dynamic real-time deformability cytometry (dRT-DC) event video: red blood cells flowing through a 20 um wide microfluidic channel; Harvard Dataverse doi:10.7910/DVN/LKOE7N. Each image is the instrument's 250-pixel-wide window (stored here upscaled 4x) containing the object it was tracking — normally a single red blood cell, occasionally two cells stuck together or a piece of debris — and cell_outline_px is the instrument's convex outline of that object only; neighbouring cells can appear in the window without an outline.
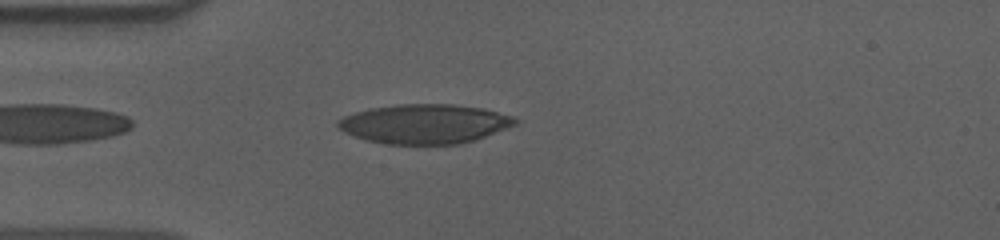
{"species": "human", "species_latin": "Homo sapiens", "temperature_condition": "cold", "stored_images_in_passage": 44, "camera_frame_rate_fps": 3000, "um_per_image_px": 0.085, "donor": {"sex": "male"}, "frame": {"image": 1, "passage_image": 3, "time_ms": 0.667, "image_size_px": [1000, 240], "cell_outline_px": [[520, 120], [516, 124], [508, 128], [476, 140], [460, 144], [384, 144], [352, 136], [344, 132], [336, 124], [336, 120], [344, 116], [368, 108], [396, 104], [452, 104], [480, 108], [512, 116]], "centroid_in_image_um": [36.08, 10.53], "position_along_channel_um": 48.9, "area_um2": 40.86}}
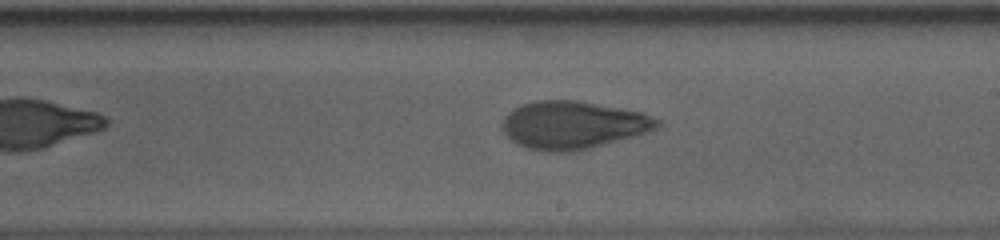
{"frame": {"image": 2, "passage_image": 20, "time_ms": 6.333, "image_size_px": [1000, 240], "cell_outline_px": [[664, 124], [660, 128], [648, 132], [588, 148], [572, 152], [548, 152], [524, 148], [516, 144], [504, 132], [500, 124], [504, 116], [512, 108], [520, 104], [536, 100], [580, 100], [640, 112], [652, 116], [660, 120]], "centroid_in_image_um": [48.67, 10.62], "position_along_channel_um": 240.3, "area_um2": 43.58}}
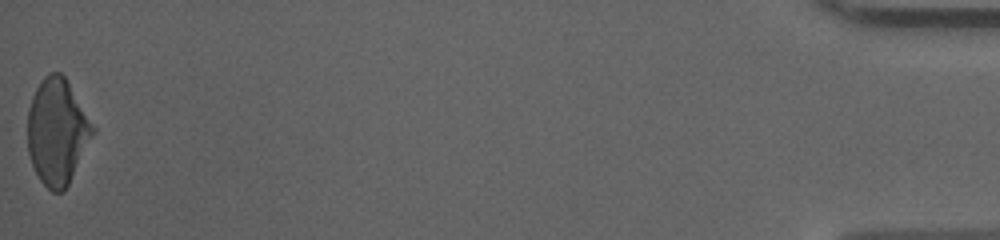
{"frame": {"image": 3, "passage_image": 44, "time_ms": 14.333, "image_size_px": [1000, 240], "cell_outline_px": [[96, 132], [64, 192], [52, 192], [40, 180], [32, 164], [28, 152], [28, 108], [32, 96], [40, 80], [48, 72], [60, 72], [64, 76], [96, 128]], "centroid_in_image_um": [4.87, 11.18], "position_along_channel_um": 430.3, "area_um2": 40.34}, "authors_computed_cell_mechanics": {"area_um2": 42.1073, "velocity_mm_per_s": 3.616, "shape_relaxation_time_tau1_ms": 5.7058, "shape_relaxation_time_tau2_ms": 2.1944, "deformation_change_tau1": 0.199, "deformation_change_tau2": 0.0789}}